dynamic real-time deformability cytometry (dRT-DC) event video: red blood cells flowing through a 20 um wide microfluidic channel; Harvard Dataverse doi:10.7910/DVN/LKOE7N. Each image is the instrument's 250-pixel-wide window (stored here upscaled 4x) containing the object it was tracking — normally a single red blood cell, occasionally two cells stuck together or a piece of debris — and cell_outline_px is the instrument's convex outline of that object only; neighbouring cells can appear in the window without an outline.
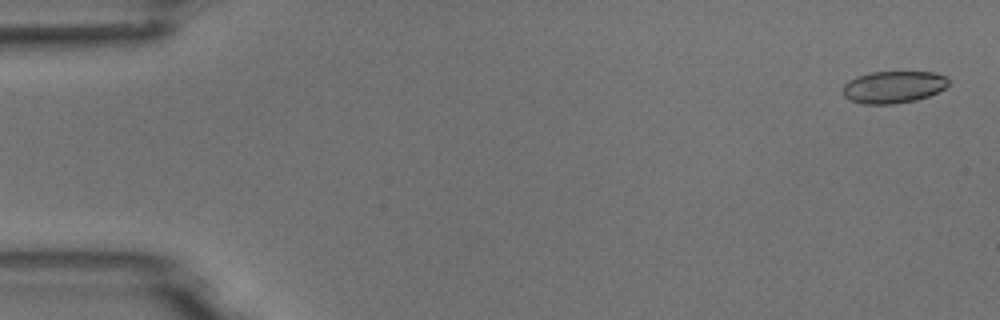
{"species": "common noctule bat (a hibernating species)", "species_latin": "Nyctalus noctula", "temperature_condition": "room temperature", "stored_images_in_passage": 5, "camera_frame_rate_fps": 3000, "um_per_image_px": 0.085, "animal": {"sex": "male", "body_mass_g": 18.8}, "frame": {"image": 1, "passage_image": 1, "time_ms": 0.0, "image_size_px": [1000, 320], "cell_outline_px": [[948, 84], [944, 88], [928, 96], [916, 100], [892, 104], [864, 104], [852, 100], [844, 96], [840, 92], [844, 84], [848, 80], [856, 76], [872, 72], [932, 72], [948, 76]], "centroid_in_image_um": [75.91, 7.39], "position_along_channel_um": 9.1, "area_um2": 19.83}}
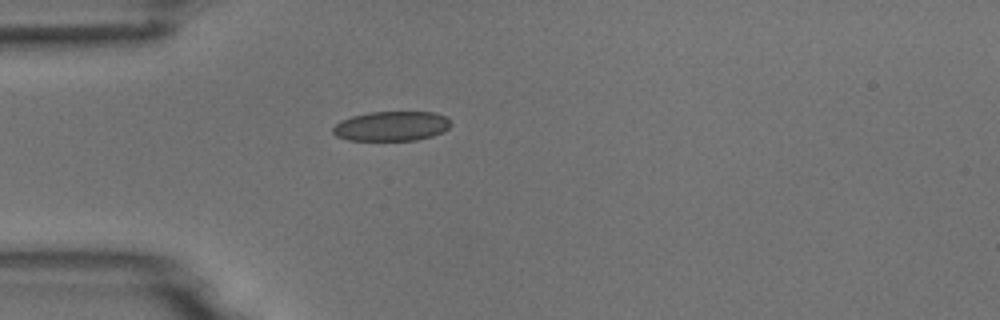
{"frame": {"image": 2, "passage_image": 5, "time_ms": 4.333, "image_size_px": [1000, 320], "cell_outline_px": [[452, 124], [444, 132], [432, 136], [416, 140], [348, 140], [336, 136], [332, 132], [332, 128], [340, 120], [352, 116], [368, 112], [432, 112], [448, 116]], "centroid_in_image_um": [33.29, 10.71], "position_along_channel_um": 51.7, "area_um2": 20.58}}